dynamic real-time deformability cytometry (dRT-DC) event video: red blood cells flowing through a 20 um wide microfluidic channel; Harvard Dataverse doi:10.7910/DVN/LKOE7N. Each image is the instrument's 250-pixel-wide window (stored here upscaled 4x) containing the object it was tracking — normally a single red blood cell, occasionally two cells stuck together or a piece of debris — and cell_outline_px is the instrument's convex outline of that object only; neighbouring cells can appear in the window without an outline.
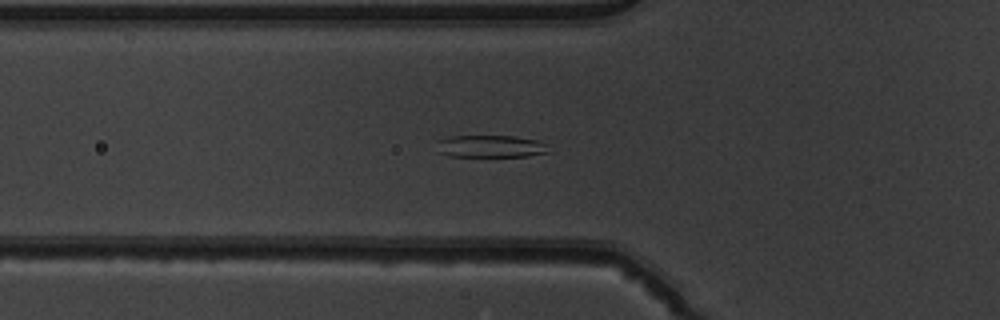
{"species": "common noctule bat (a hibernating species)", "species_latin": "Nyctalus noctula", "temperature_condition": "warm", "stored_images_in_passage": 53, "camera_frame_rate_fps": 3000, "um_per_image_px": 0.085, "animal": {"sex": "male", "body_mass_g": 19.5, "forearm_length_mm": 54.6}, "frame": {"image": 1, "passage_image": 20, "time_ms": 6.333, "image_size_px": [1000, 320], "cell_outline_px": [[552, 152], [528, 156], [448, 156], [436, 152], [436, 140], [452, 136], [512, 136], [536, 140], [544, 144]], "centroid_in_image_um": [41.63, 12.44], "position_along_channel_um": 84.2, "area_um2": 14.62}}
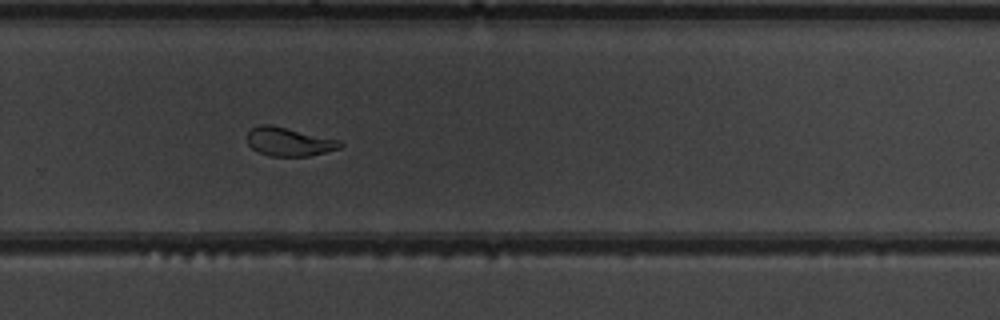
{"frame": {"image": 2, "passage_image": 37, "time_ms": 12.0, "image_size_px": [1000, 320], "cell_outline_px": [[344, 144], [340, 148], [308, 156], [268, 156], [252, 148], [248, 144], [248, 132], [252, 128], [260, 124], [272, 124], [340, 140]], "centroid_in_image_um": [24.57, 12.04], "position_along_channel_um": 305.2, "area_um2": 15.49}}
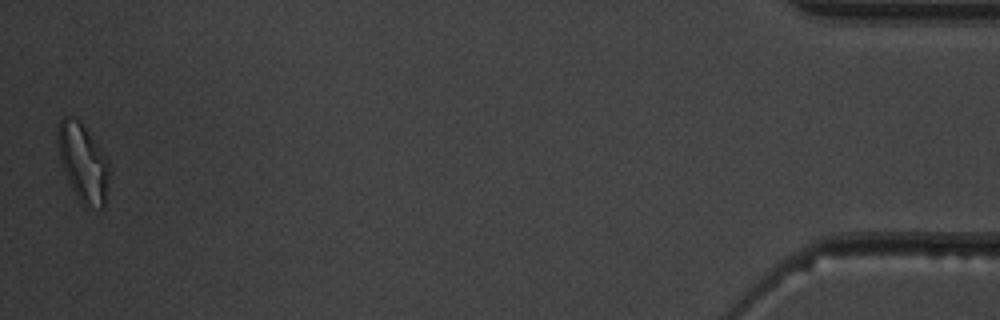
{"frame": {"image": 3, "passage_image": 53, "time_ms": 17.333, "image_size_px": [1000, 320], "cell_outline_px": [[108, 180], [104, 204], [100, 208], [88, 208], [80, 204], [64, 172], [60, 160], [56, 144], [56, 132], [60, 120], [64, 116], [72, 116], [80, 120], [108, 160]], "centroid_in_image_um": [7.01, 13.8], "position_along_channel_um": 428.2, "area_um2": 23.47}, "authors_computed_cell_mechanics": {"area_um2": 17.6868, "velocity_mm_per_s": 3.8996, "shape_relaxation_time_tau1_ms": 3.6526, "shape_relaxation_time_tau2_ms": 1.0261, "deformation_change_tau1": 0.1706, "deformation_change_tau2": 0.0766}}